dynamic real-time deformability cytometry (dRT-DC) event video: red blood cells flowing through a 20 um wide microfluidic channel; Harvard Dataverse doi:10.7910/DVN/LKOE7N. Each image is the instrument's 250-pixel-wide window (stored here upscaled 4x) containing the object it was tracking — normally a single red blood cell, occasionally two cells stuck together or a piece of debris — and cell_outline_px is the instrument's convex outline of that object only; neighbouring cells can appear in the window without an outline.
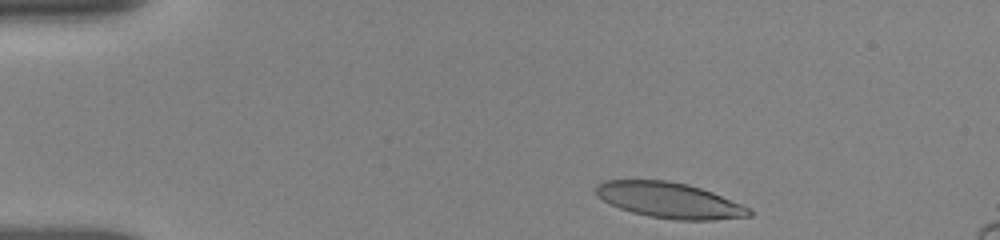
{"species": "human", "species_latin": "Homo sapiens", "temperature_condition": "room temperature", "stored_images_in_passage": 10, "camera_frame_rate_fps": 3000, "um_per_image_px": 0.085, "donor": {"sex": "female"}, "frame": {"image": 1, "passage_image": 1, "time_ms": 0.0, "image_size_px": [1000, 240], "cell_outline_px": [[752, 216], [712, 220], [676, 220], [648, 216], [632, 212], [620, 208], [596, 196], [596, 184], [604, 180], [668, 180], [688, 184], [712, 192], [752, 208]], "centroid_in_image_um": [56.92, 17.02], "position_along_channel_um": 28.1, "area_um2": 31.85}}
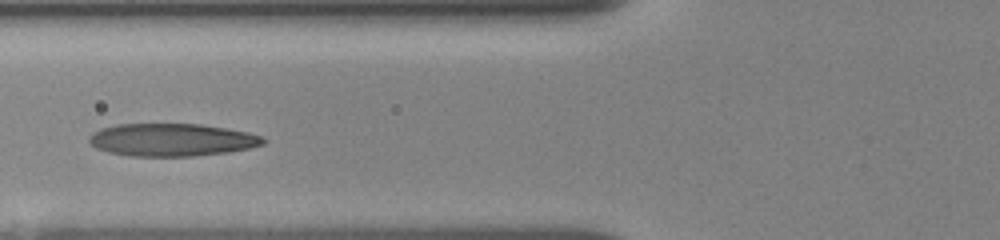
{"frame": {"image": 2, "passage_image": 9, "time_ms": 4.0, "image_size_px": [1000, 240], "cell_outline_px": [[264, 144], [248, 148], [228, 152], [196, 156], [128, 156], [108, 152], [96, 148], [88, 144], [88, 136], [92, 132], [100, 128], [116, 124], [200, 124], [248, 132], [264, 136]], "centroid_in_image_um": [14.54, 11.89], "position_along_channel_um": 111.3, "area_um2": 33.41}}